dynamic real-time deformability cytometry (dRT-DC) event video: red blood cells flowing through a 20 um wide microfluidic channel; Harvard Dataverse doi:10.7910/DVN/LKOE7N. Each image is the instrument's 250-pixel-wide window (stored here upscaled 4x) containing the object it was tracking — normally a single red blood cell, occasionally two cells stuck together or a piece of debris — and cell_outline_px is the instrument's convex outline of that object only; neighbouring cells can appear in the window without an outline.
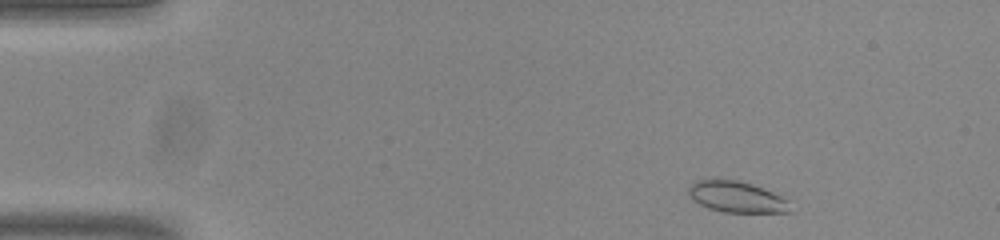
{"species": "common noctule bat (a hibernating species)", "species_latin": "Nyctalus noctula", "temperature_condition": "room temperature", "stored_images_in_passage": 25, "camera_frame_rate_fps": 3000, "um_per_image_px": 0.085, "animal": {"sex": "male", "body_mass_g": 20.0, "forearm_length_mm": 53.3}, "frame": {"image": 1, "passage_image": 2, "time_ms": 0.333, "image_size_px": [1000, 240], "cell_outline_px": [[792, 212], [724, 212], [708, 208], [700, 204], [688, 192], [688, 188], [696, 180], [736, 180], [752, 184], [772, 192], [788, 200]], "centroid_in_image_um": [62.64, 16.75], "position_along_channel_um": 22.4, "area_um2": 18.03}}
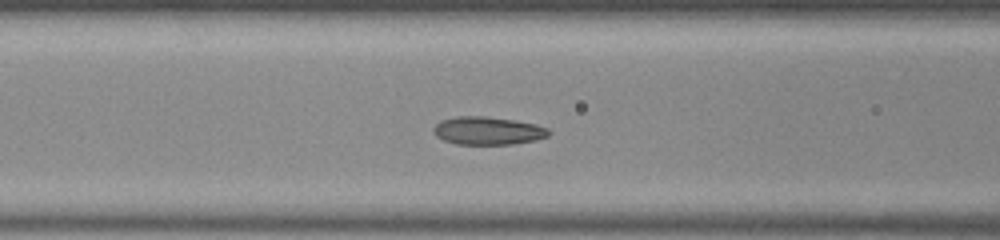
{"frame": {"image": 2, "passage_image": 17, "time_ms": 5.333, "image_size_px": [1000, 240], "cell_outline_px": [[552, 132], [548, 136], [536, 140], [512, 144], [456, 144], [444, 140], [436, 136], [432, 132], [432, 128], [440, 120], [456, 116], [488, 116], [516, 120], [536, 124], [548, 128]], "centroid_in_image_um": [41.47, 11.1], "position_along_channel_um": 125.1, "area_um2": 19.07}}
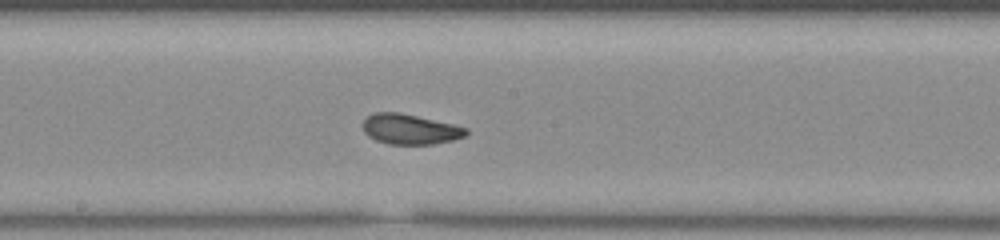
{"frame": {"image": 3, "passage_image": 24, "time_ms": 7.667, "image_size_px": [1000, 240], "cell_outline_px": [[468, 132], [464, 136], [452, 140], [432, 144], [388, 144], [376, 140], [368, 136], [364, 132], [360, 124], [368, 116], [376, 112], [400, 112], [452, 124], [468, 128]], "centroid_in_image_um": [34.81, 10.98], "position_along_channel_um": 213.4, "area_um2": 18.15}}